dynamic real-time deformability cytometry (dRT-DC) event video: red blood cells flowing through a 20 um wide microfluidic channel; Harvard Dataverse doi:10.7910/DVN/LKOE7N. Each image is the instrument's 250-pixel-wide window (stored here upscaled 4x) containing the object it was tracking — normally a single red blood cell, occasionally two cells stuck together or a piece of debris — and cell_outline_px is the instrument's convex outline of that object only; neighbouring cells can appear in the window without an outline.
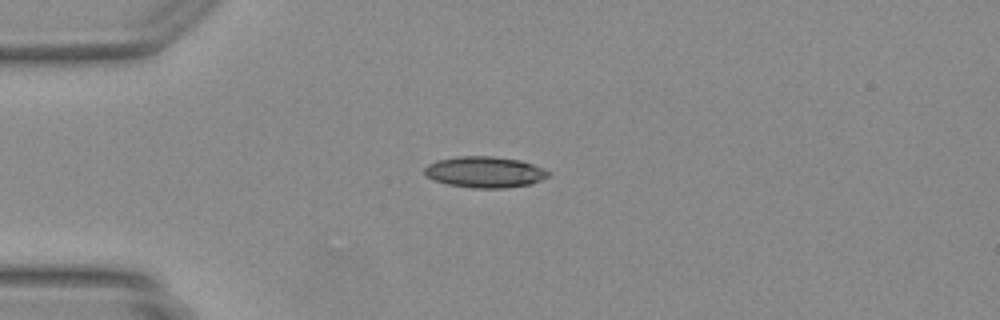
{"species": "Egyptian fruit bat (a non-hibernating species)", "species_latin": "Rousettus aegyptiacus", "temperature_condition": "warm", "stored_images_in_passage": 36, "camera_frame_rate_fps": 3000, "um_per_image_px": 0.085, "animal": {"sex": "female"}, "frame": {"image": 1, "passage_image": 1, "time_ms": 0.0, "image_size_px": [1000, 320], "cell_outline_px": [[552, 172], [548, 176], [532, 184], [504, 188], [472, 188], [448, 184], [432, 180], [424, 176], [424, 168], [428, 164], [436, 160], [456, 156], [492, 156], [520, 160], [544, 168]], "centroid_in_image_um": [41.18, 14.62], "position_along_channel_um": 43.8, "area_um2": 22.72}}
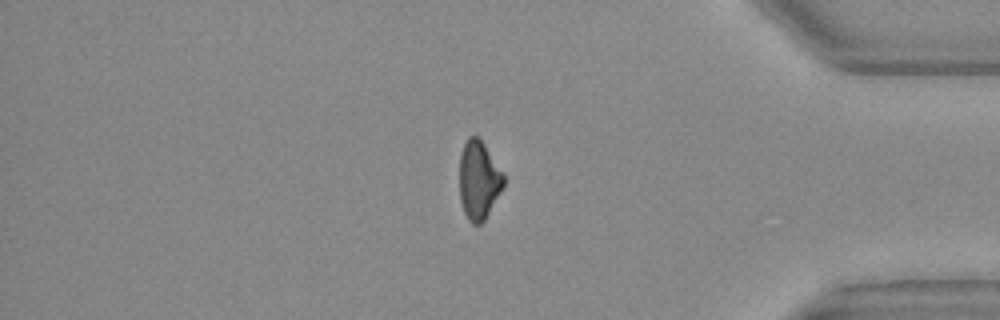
{"frame": {"image": 2, "passage_image": 29, "time_ms": 9.333, "image_size_px": [1000, 320], "cell_outline_px": [[504, 184], [484, 220], [480, 224], [472, 224], [468, 220], [464, 212], [460, 200], [460, 152], [468, 136], [476, 136], [484, 144], [504, 172]], "centroid_in_image_um": [40.68, 15.29], "position_along_channel_um": 394.5, "area_um2": 20.06}}
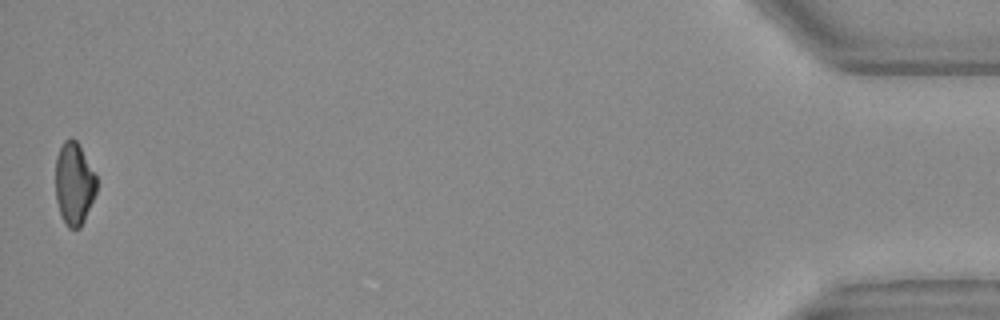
{"frame": {"image": 3, "passage_image": 36, "time_ms": 11.667, "image_size_px": [1000, 320], "cell_outline_px": [[96, 192], [84, 220], [80, 228], [68, 228], [60, 212], [56, 200], [56, 156], [64, 140], [68, 136], [72, 136], [76, 140], [96, 176]], "centroid_in_image_um": [6.28, 15.58], "position_along_channel_um": 428.9, "area_um2": 19.48}}